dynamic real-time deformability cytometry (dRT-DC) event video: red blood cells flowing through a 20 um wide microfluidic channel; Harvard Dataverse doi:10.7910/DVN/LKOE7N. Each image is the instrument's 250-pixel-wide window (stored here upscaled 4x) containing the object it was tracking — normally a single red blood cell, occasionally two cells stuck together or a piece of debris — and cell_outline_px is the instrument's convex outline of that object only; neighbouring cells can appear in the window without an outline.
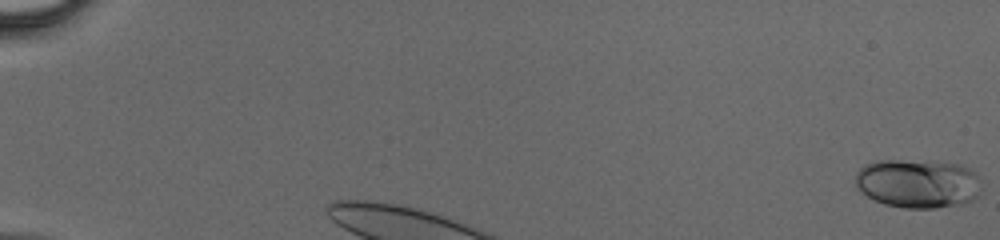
{"species": "human", "species_latin": "Homo sapiens", "temperature_condition": "cold", "stored_images_in_passage": 27, "camera_frame_rate_fps": 3000, "um_per_image_px": 0.085, "donor": {"sex": "male"}, "frame": {"image": 1, "passage_image": 1, "time_ms": 0.0, "image_size_px": [1000, 240], "cell_outline_px": [[980, 188], [976, 196], [972, 200], [964, 204], [936, 208], [904, 208], [884, 204], [860, 192], [856, 188], [856, 172], [864, 164], [880, 160], [900, 160], [956, 164], [968, 168], [980, 176]], "centroid_in_image_um": [78.0, 15.61], "position_along_channel_um": 7.0, "area_um2": 35.89}}
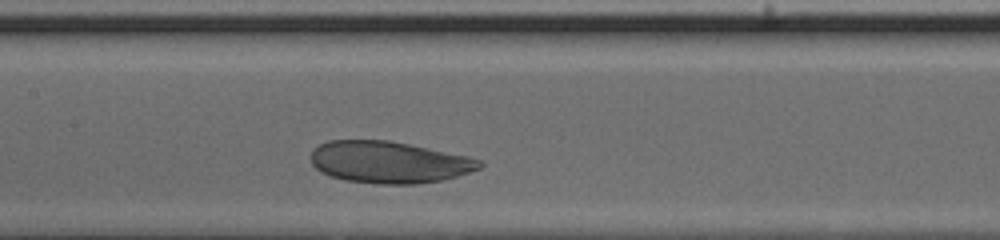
{"frame": {"image": 2, "passage_image": 12, "time_ms": 3.667, "image_size_px": [1000, 240], "cell_outline_px": [[484, 164], [480, 168], [444, 180], [420, 184], [376, 184], [344, 180], [320, 172], [312, 164], [312, 148], [328, 140], [388, 140], [468, 156], [480, 160]], "centroid_in_image_um": [33.05, 13.79], "position_along_channel_um": 174.4, "area_um2": 41.15}}
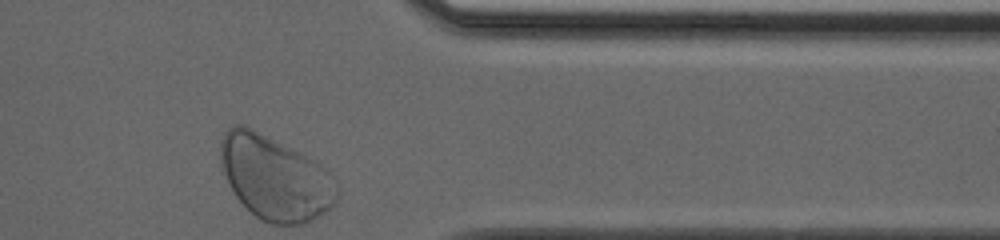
{"frame": {"image": 3, "passage_image": 27, "time_ms": 8.667, "image_size_px": [1000, 240], "cell_outline_px": [[336, 200], [324, 212], [312, 220], [304, 224], [272, 224], [260, 220], [236, 196], [224, 172], [220, 160], [220, 140], [224, 132], [232, 124], [244, 124], [300, 152], [328, 168], [336, 176]], "centroid_in_image_um": [23.38, 15.09], "position_along_channel_um": 388.0, "area_um2": 57.05}}